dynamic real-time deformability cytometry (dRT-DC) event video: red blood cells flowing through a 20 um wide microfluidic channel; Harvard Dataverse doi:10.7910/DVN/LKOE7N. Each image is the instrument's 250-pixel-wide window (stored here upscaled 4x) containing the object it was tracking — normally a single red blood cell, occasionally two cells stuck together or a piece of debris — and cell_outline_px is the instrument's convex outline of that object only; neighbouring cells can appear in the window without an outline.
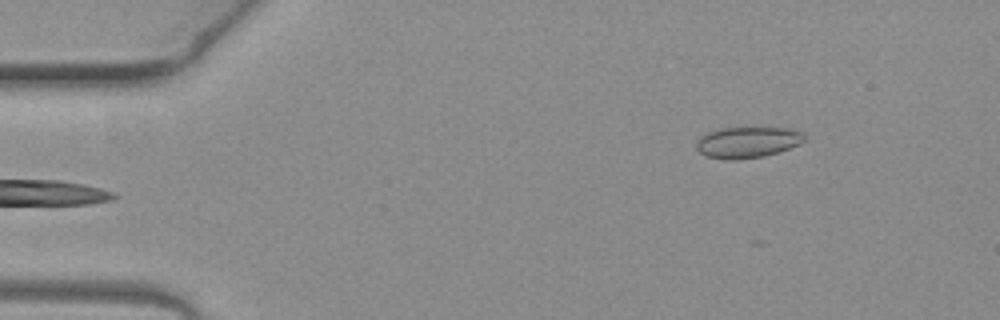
{"species": "common noctule bat (a hibernating species)", "species_latin": "Nyctalus noctula", "temperature_condition": "warm", "stored_images_in_passage": 5, "camera_frame_rate_fps": 3000, "um_per_image_px": 0.085, "animal": {"sex": "female", "body_mass_g": 19.3, "forearm_length_mm": 54.1}, "frame": {"image": 1, "passage_image": 5, "time_ms": 1.333, "image_size_px": [1000, 320], "cell_outline_px": [[804, 140], [800, 144], [764, 156], [736, 160], [728, 160], [704, 156], [696, 148], [696, 140], [700, 136], [716, 128], [784, 128], [800, 132], [804, 136]], "centroid_in_image_um": [63.45, 12.1], "position_along_channel_um": 21.5, "area_um2": 19.48}}